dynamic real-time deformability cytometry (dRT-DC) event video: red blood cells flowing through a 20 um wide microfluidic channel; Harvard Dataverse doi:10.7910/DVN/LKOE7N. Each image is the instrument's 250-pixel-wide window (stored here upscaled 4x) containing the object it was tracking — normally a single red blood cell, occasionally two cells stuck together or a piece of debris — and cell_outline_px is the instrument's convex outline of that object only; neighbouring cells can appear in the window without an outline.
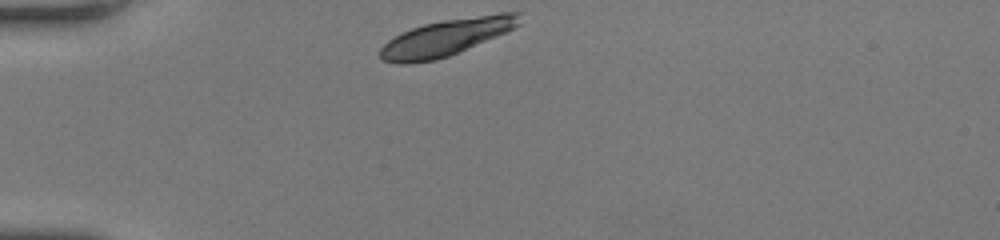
{"species": "human", "species_latin": "Homo sapiens", "temperature_condition": "room temperature", "stored_images_in_passage": 33, "camera_frame_rate_fps": 3000, "um_per_image_px": 0.085, "donor": {"sex": "female"}, "frame": {"image": 1, "passage_image": 1, "time_ms": 0.0, "image_size_px": [1000, 240], "cell_outline_px": [[524, 12], [520, 24], [496, 36], [448, 56], [436, 60], [404, 64], [400, 64], [380, 60], [380, 48], [388, 40], [412, 28], [424, 24], [444, 20], [500, 12]], "centroid_in_image_um": [37.95, 3.17], "position_along_channel_um": 47.1, "area_um2": 29.42}}
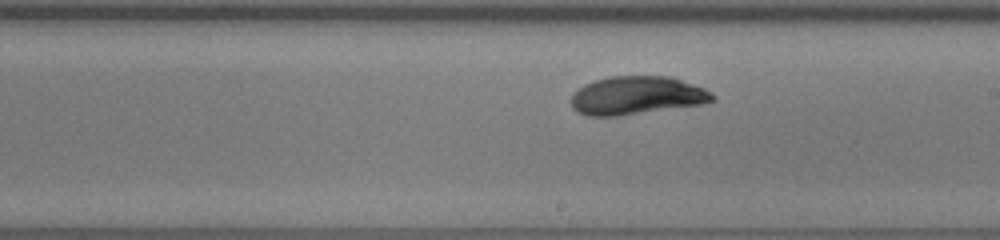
{"frame": {"image": 2, "passage_image": 19, "time_ms": 6.0, "image_size_px": [1000, 240], "cell_outline_px": [[716, 100], [700, 104], [616, 116], [588, 116], [576, 112], [572, 108], [572, 96], [584, 84], [596, 80], [612, 76], [672, 76], [704, 88], [712, 92], [716, 96]], "centroid_in_image_um": [54.14, 8.11], "position_along_channel_um": 234.9, "area_um2": 31.33}}
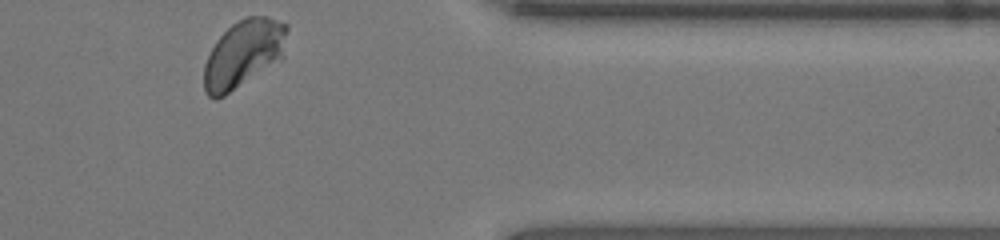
{"frame": {"image": 3, "passage_image": 33, "time_ms": 10.667, "image_size_px": [1000, 240], "cell_outline_px": [[288, 28], [284, 56], [224, 96], [216, 100], [212, 100], [204, 92], [204, 64], [216, 40], [232, 24], [248, 16], [268, 16], [288, 24]], "centroid_in_image_um": [20.69, 4.56], "position_along_channel_um": 390.7, "area_um2": 32.54}, "authors_computed_cell_mechanics": {"area_um2": 31.3276, "velocity_mm_per_s": 3.6538, "shape_relaxation_time_tau1_ms": 2.575, "shape_relaxation_time_tau2_ms": null, "deformation_change_tau1": 0.1271, "deformation_change_tau2": null}}